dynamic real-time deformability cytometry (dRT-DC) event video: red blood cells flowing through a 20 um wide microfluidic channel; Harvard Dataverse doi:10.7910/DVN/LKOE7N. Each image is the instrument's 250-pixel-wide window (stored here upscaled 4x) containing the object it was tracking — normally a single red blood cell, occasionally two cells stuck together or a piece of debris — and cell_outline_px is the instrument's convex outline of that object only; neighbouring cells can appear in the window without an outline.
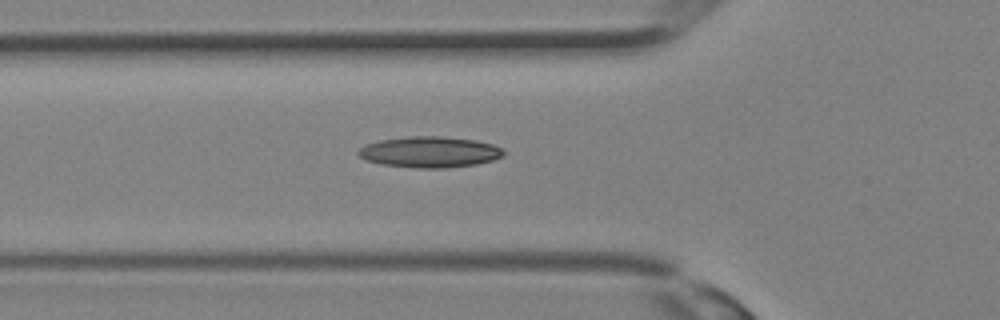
{"species": "Egyptian fruit bat (a non-hibernating species)", "species_latin": "Rousettus aegyptiacus", "temperature_condition": "room temperature", "stored_images_in_passage": 31, "camera_frame_rate_fps": 3000, "um_per_image_px": 0.085, "animal": {"sex": "female"}, "frame": {"image": 1, "passage_image": 12, "time_ms": 3.667, "image_size_px": [1000, 320], "cell_outline_px": [[504, 156], [492, 160], [476, 164], [444, 168], [412, 168], [380, 164], [364, 160], [356, 152], [364, 144], [380, 140], [408, 136], [444, 136], [476, 140], [492, 144], [500, 148], [504, 152]], "centroid_in_image_um": [36.48, 12.92], "position_along_channel_um": 89.3, "area_um2": 26.41}}
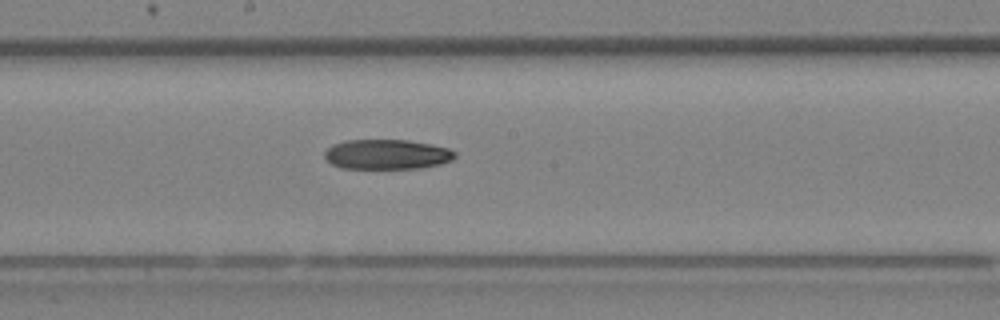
{"frame": {"image": 2, "passage_image": 18, "time_ms": 5.667, "image_size_px": [1000, 320], "cell_outline_px": [[456, 156], [452, 160], [440, 164], [424, 168], [340, 168], [332, 164], [324, 156], [324, 152], [332, 144], [344, 140], [408, 140], [432, 144], [448, 148], [456, 152]], "centroid_in_image_um": [32.9, 13.11], "position_along_channel_um": 215.3, "area_um2": 22.83}}
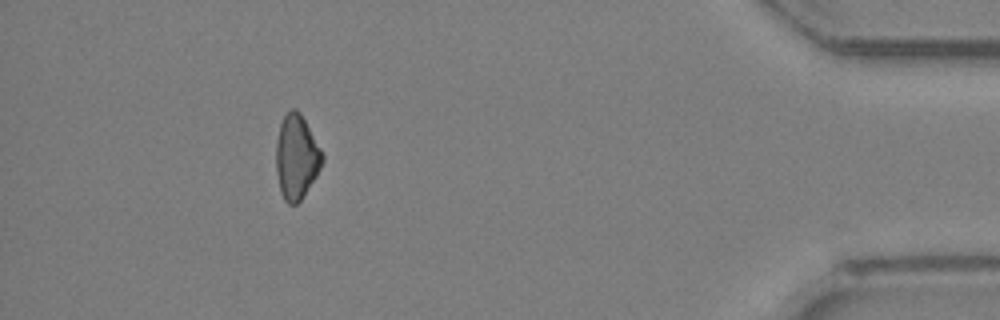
{"frame": {"image": 3, "passage_image": 30, "time_ms": 9.667, "image_size_px": [1000, 320], "cell_outline_px": [[324, 160], [316, 176], [300, 200], [296, 204], [288, 204], [284, 200], [280, 192], [276, 172], [276, 140], [280, 124], [284, 116], [292, 108], [296, 108], [300, 112], [320, 148], [324, 156]], "centroid_in_image_um": [25.18, 13.35], "position_along_channel_um": 410.0, "area_um2": 22.6}}